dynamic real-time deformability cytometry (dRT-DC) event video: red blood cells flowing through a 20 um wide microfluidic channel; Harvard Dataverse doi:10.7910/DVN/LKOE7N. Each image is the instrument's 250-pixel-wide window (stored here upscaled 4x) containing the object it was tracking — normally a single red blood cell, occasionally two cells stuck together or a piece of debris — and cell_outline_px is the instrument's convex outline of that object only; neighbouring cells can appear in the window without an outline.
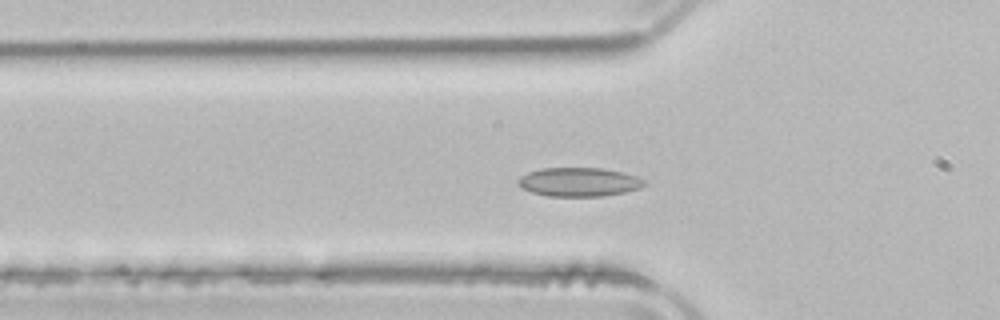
{"species": "common noctule bat (a hibernating species)", "species_latin": "Nyctalus noctula", "temperature_condition": "room temperature", "stored_images_in_passage": 51, "camera_frame_rate_fps": 3000, "um_per_image_px": 0.085, "animal": {"sex": "male", "body_mass_g": 21.5, "forearm_length_mm": 52.0}, "frame": {"image": 1, "passage_image": 15, "time_ms": 4.667, "image_size_px": [1000, 320], "cell_outline_px": [[648, 184], [640, 188], [624, 192], [600, 196], [548, 196], [532, 192], [520, 188], [516, 184], [516, 180], [520, 176], [528, 172], [540, 168], [600, 168], [624, 172], [648, 180]], "centroid_in_image_um": [49.21, 15.46], "position_along_channel_um": 76.6, "area_um2": 21.5}}
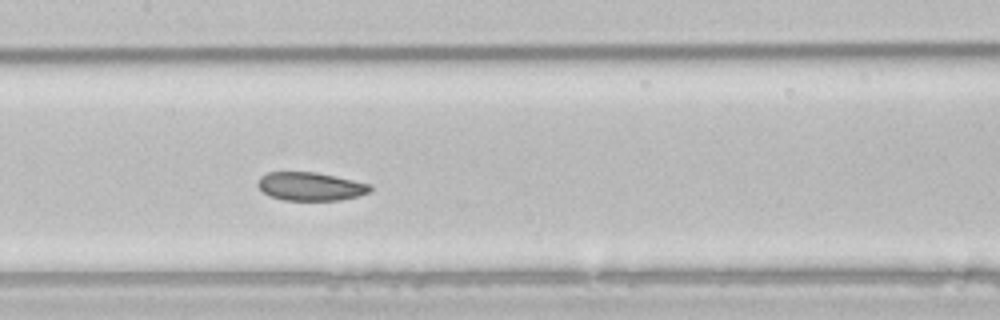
{"frame": {"image": 2, "passage_image": 23, "time_ms": 7.333, "image_size_px": [1000, 320], "cell_outline_px": [[372, 188], [368, 192], [356, 196], [340, 200], [284, 200], [268, 196], [256, 184], [260, 176], [268, 172], [316, 172], [372, 184]], "centroid_in_image_um": [26.36, 15.84], "position_along_channel_um": 181.0, "area_um2": 18.55}}
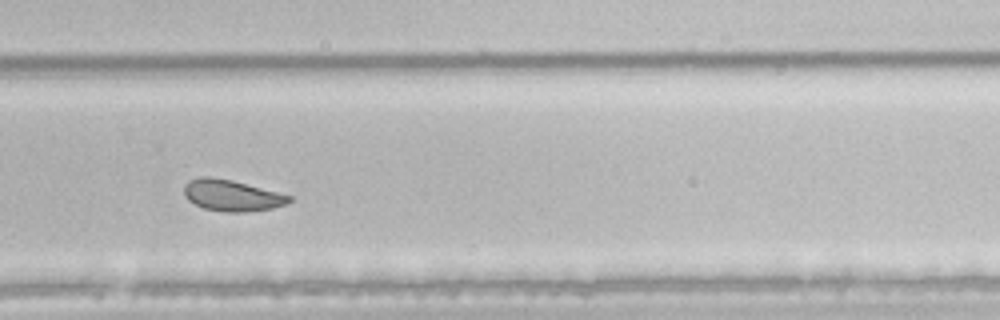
{"frame": {"image": 3, "passage_image": 33, "time_ms": 10.667, "image_size_px": [1000, 320], "cell_outline_px": [[292, 200], [284, 204], [272, 208], [244, 212], [224, 212], [204, 208], [188, 200], [184, 196], [184, 184], [188, 180], [200, 176], [212, 176], [232, 180], [292, 196]], "centroid_in_image_um": [19.65, 16.6], "position_along_channel_um": 310.1, "area_um2": 19.13}, "authors_computed_cell_mechanics": {"area_um2": 21.675, "velocity_mm_per_s": 3.8904, "shape_relaxation_time_tau1_ms": 8.7147, "shape_relaxation_time_tau2_ms": 2.8287, "deformation_change_tau1": 0.1241, "deformation_change_tau2": 0.0686}}